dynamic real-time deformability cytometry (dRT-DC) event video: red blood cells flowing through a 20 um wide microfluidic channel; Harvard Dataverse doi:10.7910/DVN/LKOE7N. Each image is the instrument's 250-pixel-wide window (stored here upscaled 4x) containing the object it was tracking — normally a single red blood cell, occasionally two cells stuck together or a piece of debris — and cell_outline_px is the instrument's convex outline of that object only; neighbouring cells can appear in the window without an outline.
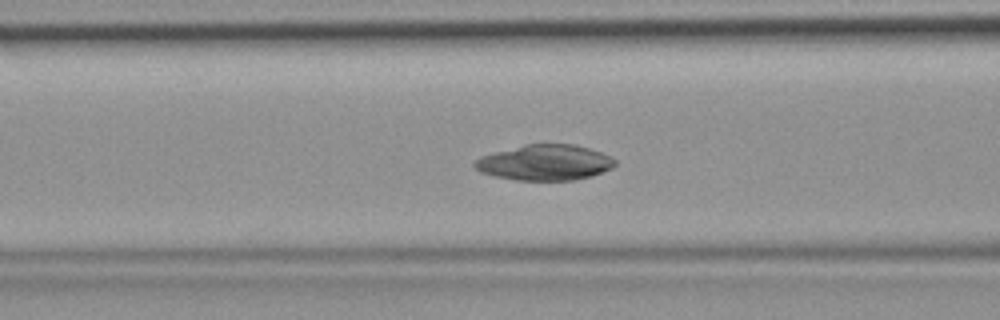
{"species": "common noctule bat (a hibernating species)", "species_latin": "Nyctalus noctula", "temperature_condition": "room temperature", "stored_images_in_passage": 45, "camera_frame_rate_fps": 3000, "um_per_image_px": 0.085, "animal": {"sex": "female", "body_mass_g": 19.9}, "frame": {"image": 1, "passage_image": 16, "time_ms": 5.0, "image_size_px": [1000, 320], "cell_outline_px": [[616, 164], [612, 168], [592, 176], [576, 180], [516, 180], [492, 176], [480, 172], [472, 164], [480, 156], [524, 144], [576, 144], [600, 152], [616, 160]], "centroid_in_image_um": [46.3, 13.82], "position_along_channel_um": 120.3, "area_um2": 29.19}}
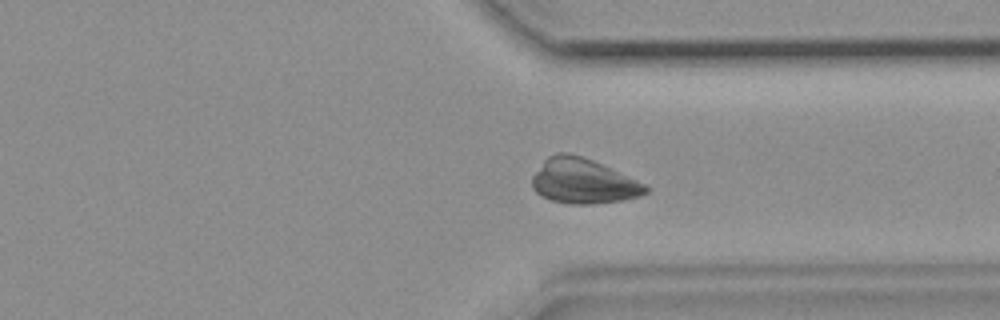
{"frame": {"image": 2, "passage_image": 33, "time_ms": 10.667, "image_size_px": [1000, 320], "cell_outline_px": [[648, 192], [640, 196], [620, 200], [592, 204], [568, 204], [552, 200], [536, 192], [532, 188], [532, 176], [544, 160], [548, 156], [556, 152], [568, 152], [584, 156], [636, 180], [644, 184], [648, 188]], "centroid_in_image_um": [49.53, 15.38], "position_along_channel_um": 361.9, "area_um2": 29.54}}
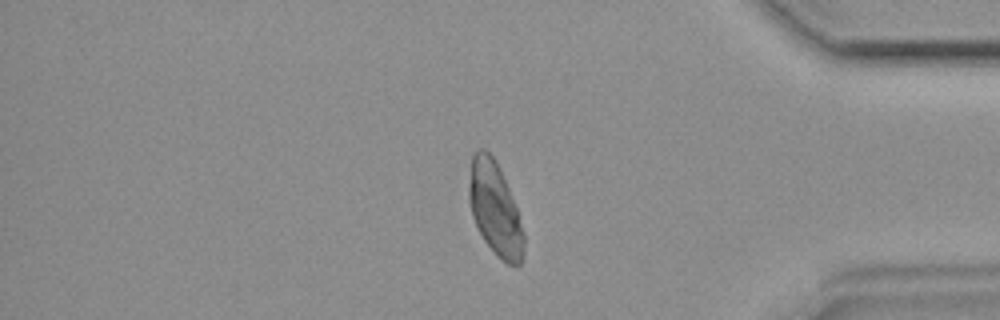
{"frame": {"image": 3, "passage_image": 37, "time_ms": 12.0, "image_size_px": [1000, 320], "cell_outline_px": [[524, 256], [520, 264], [516, 268], [500, 260], [496, 256], [484, 240], [472, 216], [468, 200], [468, 184], [472, 152], [480, 148], [484, 148], [496, 160], [500, 168], [516, 208], [524, 232]], "centroid_in_image_um": [42.06, 17.77], "position_along_channel_um": 393.1, "area_um2": 30.11}}